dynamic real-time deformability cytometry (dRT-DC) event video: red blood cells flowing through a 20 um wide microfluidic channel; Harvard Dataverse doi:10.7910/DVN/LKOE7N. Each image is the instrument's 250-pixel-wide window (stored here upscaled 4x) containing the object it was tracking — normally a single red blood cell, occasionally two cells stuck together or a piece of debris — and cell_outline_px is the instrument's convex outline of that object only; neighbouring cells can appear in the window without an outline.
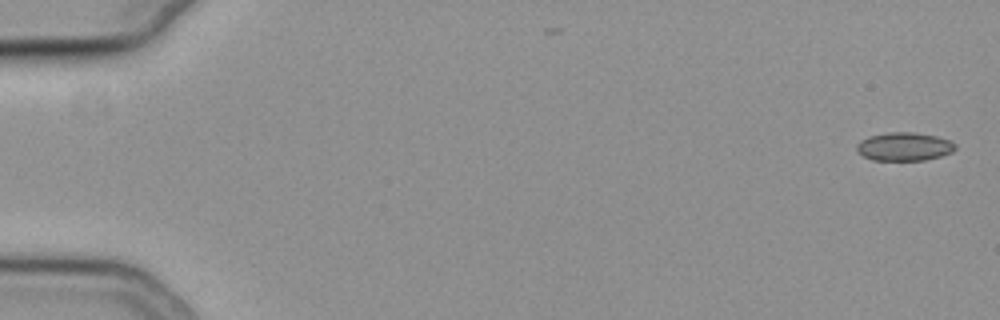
{"species": "common noctule bat (a hibernating species)", "species_latin": "Nyctalus noctula", "temperature_condition": "cold", "stored_images_in_passage": 10, "camera_frame_rate_fps": 3000, "um_per_image_px": 0.085, "animal": {"sex": "female", "body_mass_g": 19.3, "forearm_length_mm": 54.1}, "frame": {"image": 1, "passage_image": 1, "time_ms": 0.0, "image_size_px": [1000, 320], "cell_outline_px": [[956, 148], [952, 152], [940, 156], [924, 160], [872, 160], [864, 156], [856, 148], [856, 144], [860, 140], [868, 136], [888, 132], [916, 132], [936, 136], [948, 140], [956, 144]], "centroid_in_image_um": [76.85, 12.45], "position_along_channel_um": 8.1, "area_um2": 16.3}}